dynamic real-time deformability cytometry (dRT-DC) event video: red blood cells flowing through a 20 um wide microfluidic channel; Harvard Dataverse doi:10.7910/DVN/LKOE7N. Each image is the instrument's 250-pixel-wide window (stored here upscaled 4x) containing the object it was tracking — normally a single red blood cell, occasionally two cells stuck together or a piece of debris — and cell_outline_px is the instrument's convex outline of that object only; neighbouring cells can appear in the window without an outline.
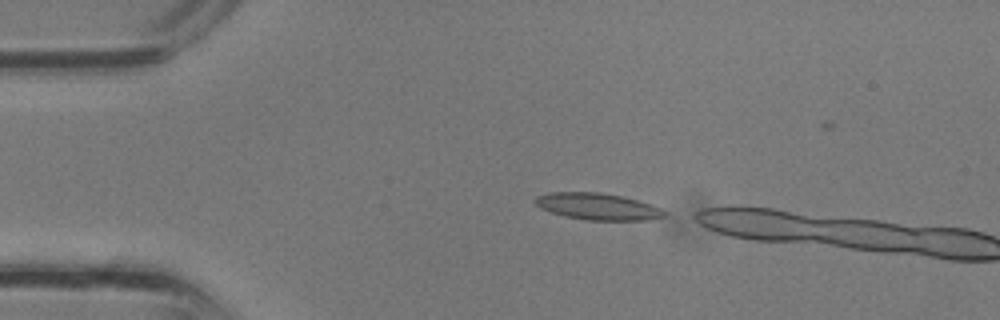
{"species": "common noctule bat (a hibernating species)", "species_latin": "Nyctalus noctula", "temperature_condition": "room temperature", "stored_images_in_passage": 3, "camera_frame_rate_fps": 3000, "um_per_image_px": 0.085, "animal": {"sex": "male", "body_mass_g": 13.3}, "frame": {"image": 1, "passage_image": 2, "time_ms": 0.333, "image_size_px": [1000, 320], "cell_outline_px": [[668, 216], [644, 220], [588, 220], [564, 216], [540, 208], [532, 200], [536, 196], [548, 192], [600, 192], [624, 196], [660, 208], [668, 212]], "centroid_in_image_um": [50.78, 17.54], "position_along_channel_um": 34.2, "area_um2": 20.17}}